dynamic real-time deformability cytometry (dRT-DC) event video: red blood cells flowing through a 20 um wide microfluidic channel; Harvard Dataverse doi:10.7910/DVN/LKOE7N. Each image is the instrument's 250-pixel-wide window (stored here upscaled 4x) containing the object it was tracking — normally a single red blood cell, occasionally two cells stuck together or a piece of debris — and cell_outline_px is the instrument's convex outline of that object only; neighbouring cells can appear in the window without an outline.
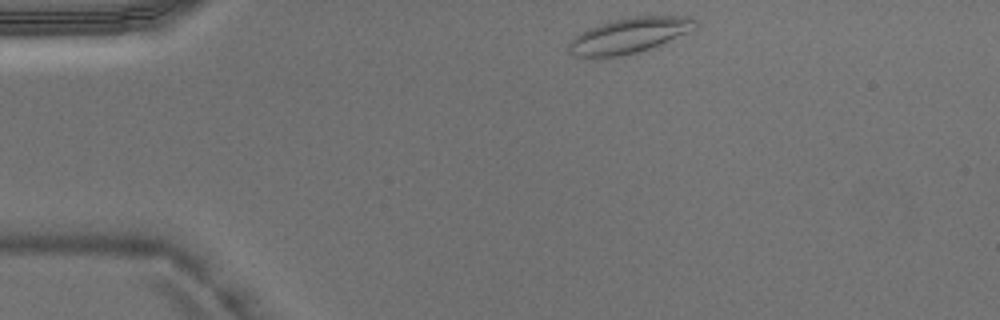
{"species": "Egyptian fruit bat (a non-hibernating species)", "species_latin": "Rousettus aegyptiacus", "temperature_condition": "warm", "stored_images_in_passage": 39, "camera_frame_rate_fps": 3000, "um_per_image_px": 0.085, "animal": {"sex": "male"}, "frame": {"image": 1, "passage_image": 1, "time_ms": 0.0, "image_size_px": [1000, 320], "cell_outline_px": [[700, 24], [696, 28], [660, 44], [636, 52], [620, 56], [592, 60], [576, 56], [568, 52], [568, 44], [580, 32], [588, 28], [612, 20], [632, 16], [692, 16]], "centroid_in_image_um": [53.44, 3.03], "position_along_channel_um": 31.6, "area_um2": 26.36}}
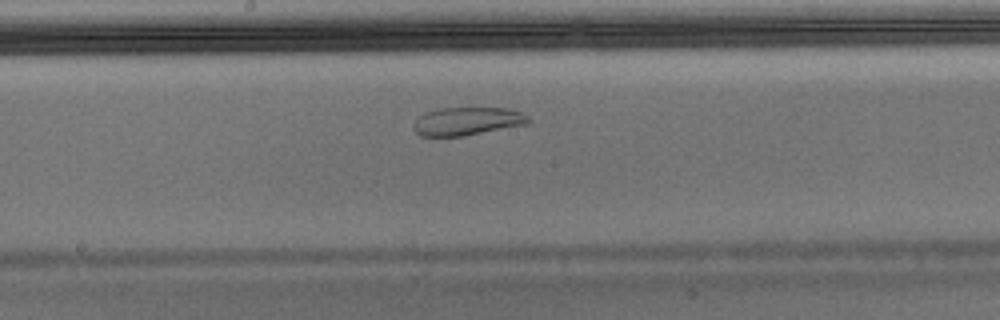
{"frame": {"image": 2, "passage_image": 17, "time_ms": 5.333, "image_size_px": [1000, 320], "cell_outline_px": [[532, 120], [528, 124], [464, 136], [420, 136], [412, 128], [412, 124], [424, 112], [440, 108], [508, 108], [520, 112], [528, 116]], "centroid_in_image_um": [39.71, 10.31], "position_along_channel_um": 208.5, "area_um2": 18.96}}
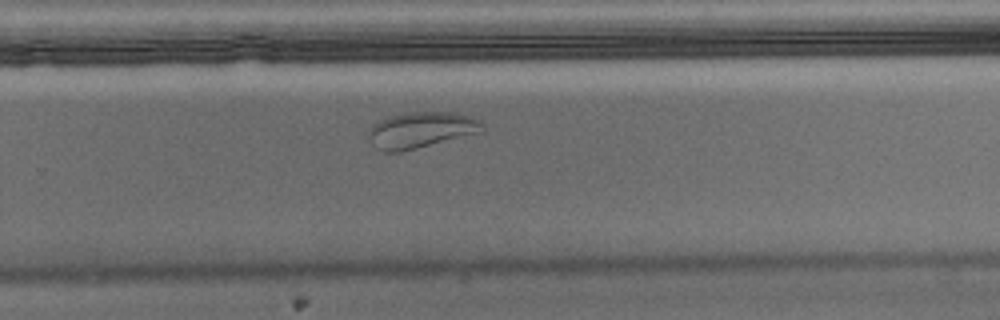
{"frame": {"image": 3, "passage_image": 23, "time_ms": 7.333, "image_size_px": [1000, 320], "cell_outline_px": [[484, 132], [400, 152], [384, 152], [376, 148], [368, 140], [368, 132], [372, 124], [376, 120], [388, 116], [408, 112], [452, 112], [472, 116], [480, 120]], "centroid_in_image_um": [35.76, 11.04], "position_along_channel_um": 294.0, "area_um2": 24.28}}